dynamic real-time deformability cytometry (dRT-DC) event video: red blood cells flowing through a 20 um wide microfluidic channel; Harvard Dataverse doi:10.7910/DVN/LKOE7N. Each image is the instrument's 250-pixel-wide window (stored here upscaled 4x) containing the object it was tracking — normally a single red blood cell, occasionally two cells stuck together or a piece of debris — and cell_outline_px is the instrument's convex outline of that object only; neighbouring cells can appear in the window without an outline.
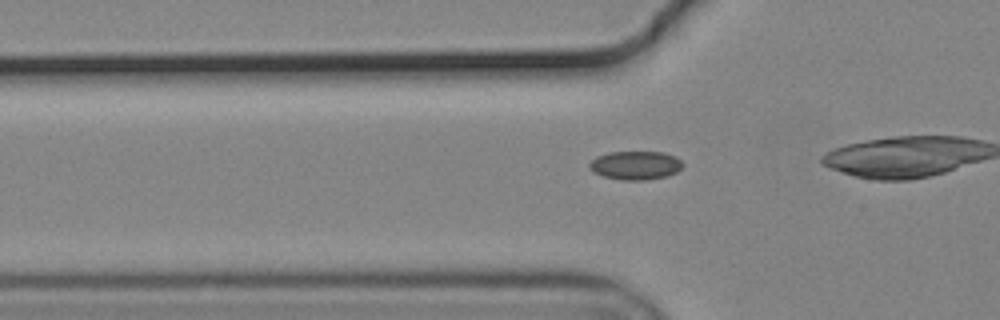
{"species": "common noctule bat (a hibernating species)", "species_latin": "Nyctalus noctula", "temperature_condition": "cold", "stored_images_in_passage": 30, "camera_frame_rate_fps": 3000, "um_per_image_px": 0.085, "animal": {"sex": "male", "body_mass_g": 19.2, "forearm_length_mm": 51.8}, "frame": {"image": 1, "passage_image": 5, "time_ms": 1.333, "image_size_px": [1000, 320], "cell_outline_px": [[684, 164], [676, 172], [668, 176], [648, 180], [620, 180], [604, 176], [592, 172], [588, 168], [588, 164], [596, 156], [608, 152], [664, 152], [676, 156]], "centroid_in_image_um": [54.0, 14.05], "position_along_channel_um": 71.8, "area_um2": 15.78}}
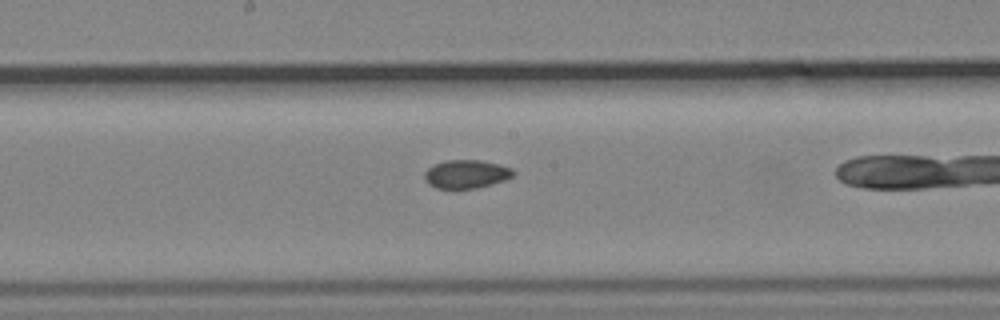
{"frame": {"image": 2, "passage_image": 16, "time_ms": 5.0, "image_size_px": [1000, 320], "cell_outline_px": [[516, 172], [512, 176], [504, 180], [492, 184], [476, 188], [436, 188], [428, 184], [424, 180], [424, 172], [432, 164], [448, 160], [480, 160], [500, 164], [512, 168]], "centroid_in_image_um": [39.62, 14.79], "position_along_channel_um": 208.6, "area_um2": 14.8}}
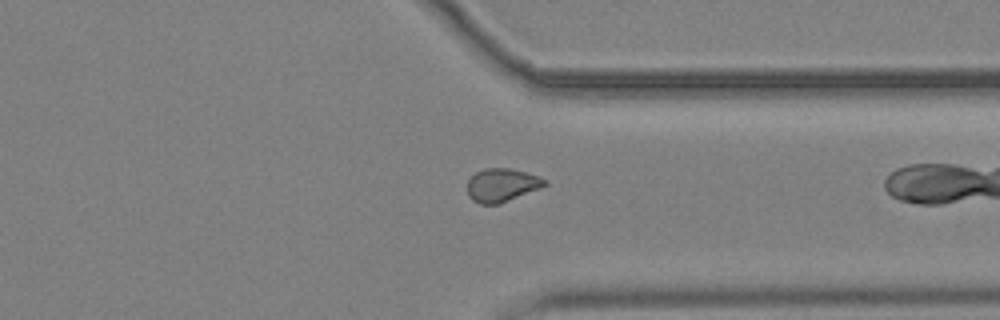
{"frame": {"image": 3, "passage_image": 29, "time_ms": 9.333, "image_size_px": [1000, 320], "cell_outline_px": [[548, 184], [540, 188], [500, 204], [480, 204], [472, 200], [468, 196], [468, 180], [476, 172], [484, 168], [508, 168], [524, 172], [548, 180]], "centroid_in_image_um": [42.65, 15.74], "position_along_channel_um": 368.8, "area_um2": 14.97}}